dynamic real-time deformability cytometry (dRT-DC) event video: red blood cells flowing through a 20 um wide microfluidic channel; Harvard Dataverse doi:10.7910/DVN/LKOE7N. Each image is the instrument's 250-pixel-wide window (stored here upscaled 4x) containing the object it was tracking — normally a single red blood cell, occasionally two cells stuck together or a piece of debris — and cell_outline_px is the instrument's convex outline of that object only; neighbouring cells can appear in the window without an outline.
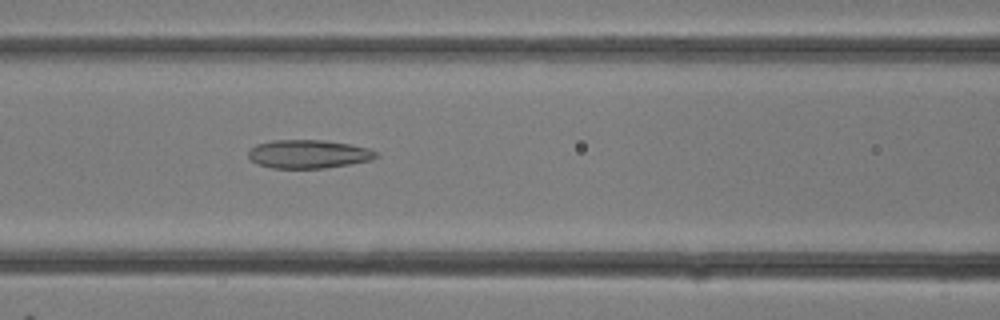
{"species": "common noctule bat (a hibernating species)", "species_latin": "Nyctalus noctula", "temperature_condition": "room temperature", "stored_images_in_passage": 6, "camera_frame_rate_fps": 3000, "um_per_image_px": 0.085, "animal": {"sex": "female"}, "frame": {"image": 1, "passage_image": 6, "time_ms": 1.667, "image_size_px": [1000, 320], "cell_outline_px": [[380, 156], [372, 160], [324, 168], [272, 168], [256, 164], [248, 156], [248, 152], [256, 144], [272, 140], [324, 140], [348, 144], [368, 148], [376, 152]], "centroid_in_image_um": [26.21, 13.09], "position_along_channel_um": 140.4, "area_um2": 21.15}}